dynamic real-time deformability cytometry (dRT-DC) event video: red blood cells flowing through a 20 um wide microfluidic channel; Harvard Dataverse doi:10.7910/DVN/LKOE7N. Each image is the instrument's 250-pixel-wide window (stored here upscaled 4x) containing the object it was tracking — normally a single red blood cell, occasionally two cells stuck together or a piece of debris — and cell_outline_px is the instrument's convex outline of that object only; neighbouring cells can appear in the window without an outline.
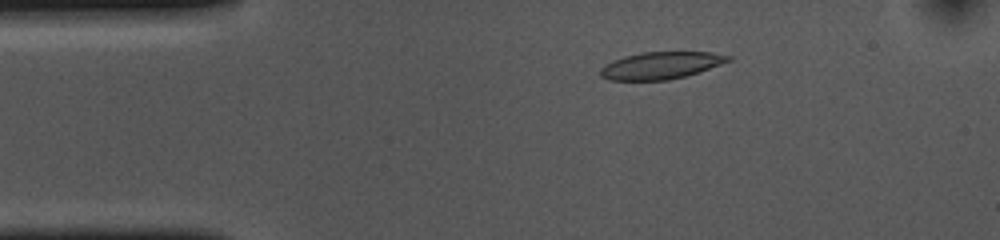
{"species": "common noctule bat (a hibernating species)", "species_latin": "Nyctalus noctula", "temperature_condition": "cold", "stored_images_in_passage": 54, "camera_frame_rate_fps": 3000, "um_per_image_px": 0.085, "animal": {"sex": "female", "body_mass_g": 10.0, "forearm_length_mm": 53.1}, "frame": {"image": 1, "passage_image": 9, "time_ms": 2.667, "image_size_px": [1000, 240], "cell_outline_px": [[732, 60], [684, 76], [668, 80], [608, 80], [600, 76], [600, 68], [604, 64], [612, 60], [624, 56], [640, 52], [712, 52], [732, 56]], "centroid_in_image_um": [56.12, 5.55], "position_along_channel_um": 28.9, "area_um2": 20.17}}
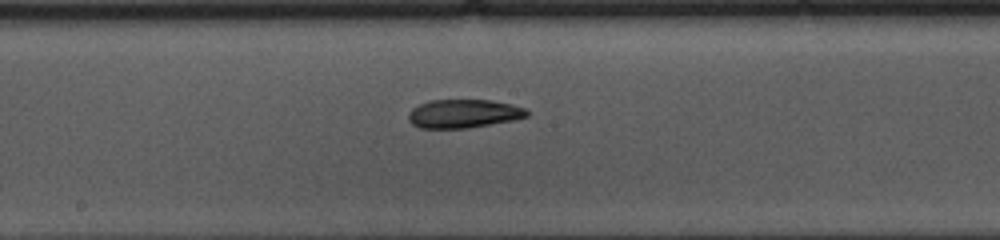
{"frame": {"image": 2, "passage_image": 27, "time_ms": 8.667, "image_size_px": [1000, 240], "cell_outline_px": [[528, 116], [512, 120], [468, 128], [420, 128], [412, 124], [408, 120], [408, 112], [412, 108], [420, 104], [432, 100], [492, 100], [512, 104], [524, 108], [528, 112]], "centroid_in_image_um": [39.38, 9.66], "position_along_channel_um": 208.8, "area_um2": 19.65}}
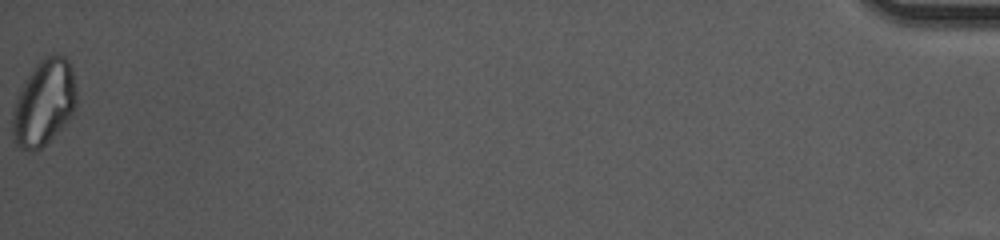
{"frame": {"image": 3, "passage_image": 54, "time_ms": 17.667, "image_size_px": [1000, 240], "cell_outline_px": [[76, 108], [72, 116], [36, 152], [28, 152], [20, 148], [12, 140], [12, 112], [20, 88], [24, 80], [32, 68], [44, 56], [52, 52], [64, 56], [68, 60], [72, 68], [76, 92]], "centroid_in_image_um": [3.72, 8.71], "position_along_channel_um": 431.5, "area_um2": 32.37}, "authors_computed_cell_mechanics": {"area_um2": 20.8369, "velocity_mm_per_s": 3.6535, "shape_relaxation_time_tau1_ms": 7.6577, "shape_relaxation_time_tau2_ms": 5.5713, "deformation_change_tau1": 0.1734, "deformation_change_tau2": 0.1265}}